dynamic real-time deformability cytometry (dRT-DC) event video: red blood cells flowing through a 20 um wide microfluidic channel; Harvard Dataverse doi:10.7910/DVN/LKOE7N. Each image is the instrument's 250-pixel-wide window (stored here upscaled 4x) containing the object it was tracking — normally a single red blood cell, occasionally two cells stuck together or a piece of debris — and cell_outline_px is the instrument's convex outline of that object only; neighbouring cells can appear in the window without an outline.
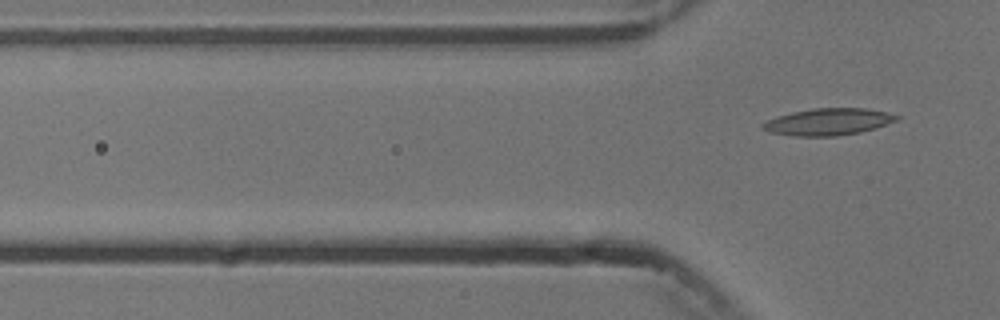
{"species": "common noctule bat (a hibernating species)", "species_latin": "Nyctalus noctula", "temperature_condition": "cold", "stored_images_in_passage": 6, "camera_frame_rate_fps": 3000, "um_per_image_px": 0.085, "animal": {"sex": "male", "body_mass_g": 13.3}, "frame": {"image": 1, "passage_image": 6, "time_ms": 6.667, "image_size_px": [1000, 320], "cell_outline_px": [[900, 116], [896, 120], [876, 128], [860, 132], [836, 136], [796, 136], [768, 132], [760, 128], [760, 124], [776, 116], [792, 112], [812, 108], [868, 108]], "centroid_in_image_um": [70.34, 10.35], "position_along_channel_um": 55.5, "area_um2": 20.98}}